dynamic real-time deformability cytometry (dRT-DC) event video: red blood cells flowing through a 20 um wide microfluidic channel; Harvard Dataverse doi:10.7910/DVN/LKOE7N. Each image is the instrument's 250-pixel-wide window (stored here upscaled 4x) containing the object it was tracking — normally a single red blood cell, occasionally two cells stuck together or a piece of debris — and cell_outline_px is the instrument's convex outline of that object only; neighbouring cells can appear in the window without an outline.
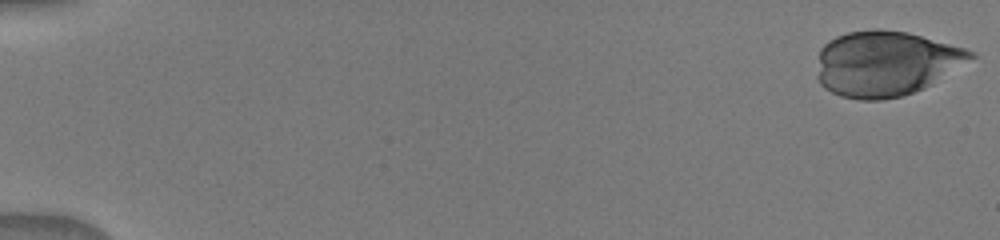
{"species": "human", "species_latin": "Homo sapiens", "temperature_condition": "warm", "stored_images_in_passage": 16, "camera_frame_rate_fps": 3000, "um_per_image_px": 0.085, "donor": {"sex": "male"}, "frame": {"image": 1, "passage_image": 1, "time_ms": 0.0, "image_size_px": [1000, 240], "cell_outline_px": [[976, 56], [932, 84], [924, 88], [900, 96], [880, 100], [860, 100], [840, 96], [824, 88], [820, 84], [816, 76], [820, 48], [828, 40], [836, 36], [848, 32], [872, 28], [880, 28], [908, 32], [964, 48], [976, 52]], "centroid_in_image_um": [75.24, 5.38], "position_along_channel_um": 9.8, "area_um2": 58.49}}